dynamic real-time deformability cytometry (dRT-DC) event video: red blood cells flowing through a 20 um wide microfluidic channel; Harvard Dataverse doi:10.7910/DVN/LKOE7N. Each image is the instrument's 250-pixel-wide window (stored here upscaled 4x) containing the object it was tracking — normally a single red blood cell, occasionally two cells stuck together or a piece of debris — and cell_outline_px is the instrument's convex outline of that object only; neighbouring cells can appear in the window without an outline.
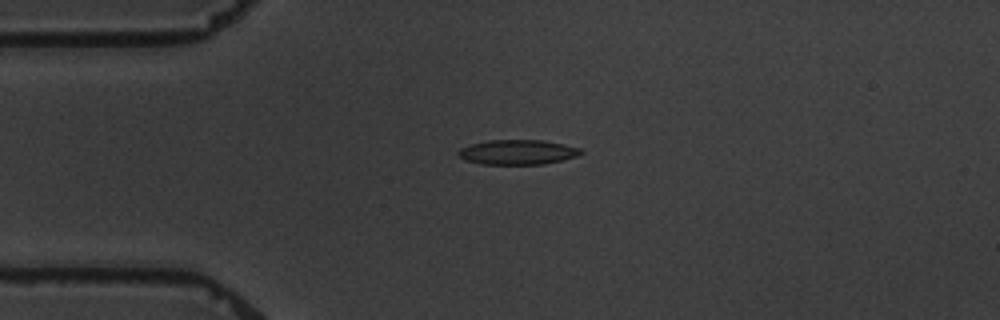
{"species": "common noctule bat (a hibernating species)", "species_latin": "Nyctalus noctula", "temperature_condition": "warm", "stored_images_in_passage": 5, "camera_frame_rate_fps": 3000, "um_per_image_px": 0.085, "animal": {"sex": "male", "body_mass_g": 19.5, "forearm_length_mm": 54.6}, "frame": {"image": 1, "passage_image": 4, "time_ms": 3.667, "image_size_px": [1000, 320], "cell_outline_px": [[584, 152], [576, 156], [544, 164], [480, 164], [468, 160], [460, 156], [456, 152], [460, 148], [468, 144], [488, 140], [544, 140], [564, 144], [580, 148]], "centroid_in_image_um": [43.98, 12.92], "position_along_channel_um": 41.0, "area_um2": 17.69}}